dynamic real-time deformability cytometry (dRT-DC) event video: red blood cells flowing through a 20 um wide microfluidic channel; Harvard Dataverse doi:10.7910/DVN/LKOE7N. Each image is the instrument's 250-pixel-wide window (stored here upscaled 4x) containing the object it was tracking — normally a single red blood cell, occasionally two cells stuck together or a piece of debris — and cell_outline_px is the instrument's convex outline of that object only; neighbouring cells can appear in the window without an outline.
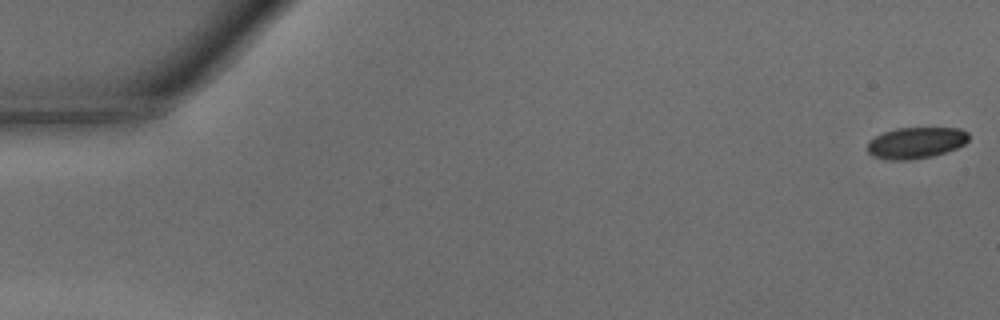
{"species": "common noctule bat (a hibernating species)", "species_latin": "Nyctalus noctula", "temperature_condition": "warm", "stored_images_in_passage": 47, "camera_frame_rate_fps": 3000, "um_per_image_px": 0.085, "animal": {"sex": "male", "body_mass_g": 15.6}, "frame": {"image": 1, "passage_image": 1, "time_ms": 0.0, "image_size_px": [1000, 320], "cell_outline_px": [[968, 140], [964, 144], [956, 148], [932, 156], [908, 160], [884, 160], [872, 156], [868, 152], [868, 140], [884, 132], [896, 128], [960, 128], [968, 132]], "centroid_in_image_um": [77.82, 12.14], "position_along_channel_um": 7.2, "area_um2": 18.5}}
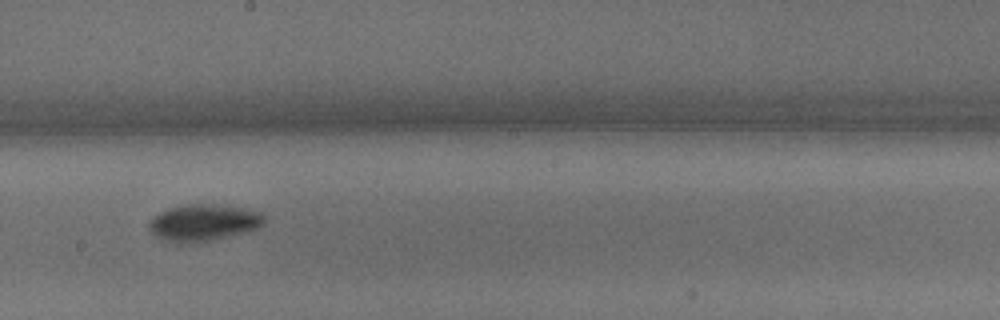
{"frame": {"image": 2, "passage_image": 27, "time_ms": 8.667, "image_size_px": [1000, 320], "cell_outline_px": [[264, 224], [256, 228], [244, 232], [208, 240], [188, 244], [180, 244], [164, 240], [156, 236], [148, 228], [148, 224], [160, 212], [168, 208], [188, 204], [212, 204], [244, 208], [260, 212], [264, 216]], "centroid_in_image_um": [17.27, 18.92], "position_along_channel_um": 230.9, "area_um2": 24.33}}
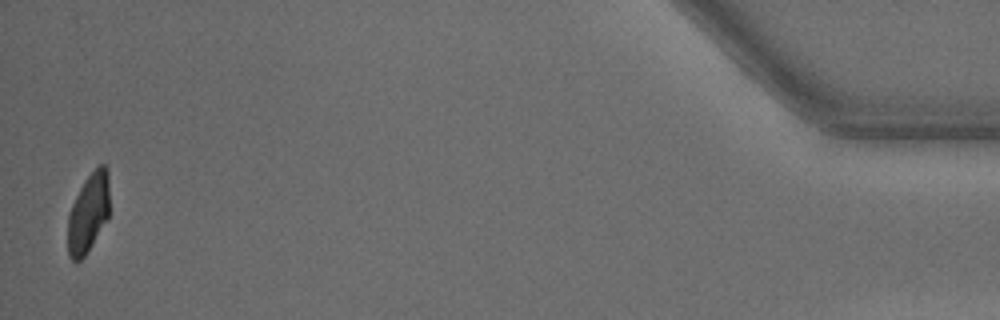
{"frame": {"image": 3, "passage_image": 47, "time_ms": 15.333, "image_size_px": [1000, 320], "cell_outline_px": [[108, 216], [84, 256], [76, 264], [68, 256], [68, 212], [84, 180], [100, 164], [104, 164], [108, 168]], "centroid_in_image_um": [7.48, 18.1], "position_along_channel_um": 427.7, "area_um2": 18.9}, "authors_computed_cell_mechanics": {"area_um2": 21.675, "velocity_mm_per_s": 4.2933, "shape_relaxation_time_tau1_ms": 2.0896, "shape_relaxation_time_tau2_ms": 2.7721, "deformation_change_tau1": 0.143, "deformation_change_tau2": 0.0602}}